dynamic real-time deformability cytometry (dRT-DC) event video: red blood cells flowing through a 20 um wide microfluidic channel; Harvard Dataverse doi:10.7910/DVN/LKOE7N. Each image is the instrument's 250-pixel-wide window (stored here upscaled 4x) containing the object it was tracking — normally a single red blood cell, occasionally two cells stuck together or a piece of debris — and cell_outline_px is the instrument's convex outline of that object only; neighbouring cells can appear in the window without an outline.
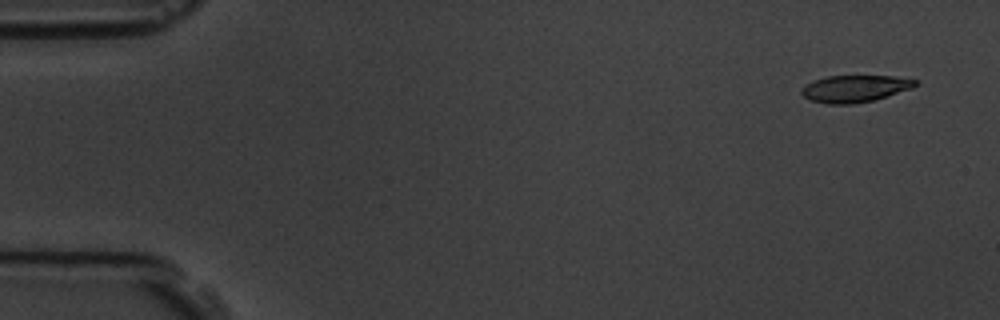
{"species": "common noctule bat (a hibernating species)", "species_latin": "Nyctalus noctula", "temperature_condition": "room temperature", "stored_images_in_passage": 10, "camera_frame_rate_fps": 3000, "um_per_image_px": 0.085, "animal": {"sex": "male", "body_mass_g": 19.5, "forearm_length_mm": 54.6}, "frame": {"image": 1, "passage_image": 1, "time_ms": 0.0, "image_size_px": [1000, 320], "cell_outline_px": [[920, 84], [912, 88], [876, 100], [852, 104], [828, 104], [812, 100], [804, 96], [800, 92], [808, 84], [816, 80], [828, 76], [892, 76], [916, 80]], "centroid_in_image_um": [72.73, 7.54], "position_along_channel_um": 12.3, "area_um2": 17.69}}
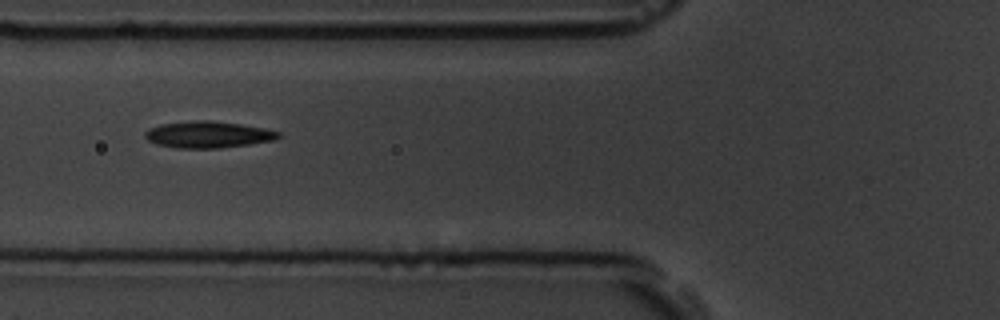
{"frame": {"image": 2, "passage_image": 6, "time_ms": 6.0, "image_size_px": [1000, 320], "cell_outline_px": [[284, 136], [276, 140], [220, 148], [176, 148], [156, 144], [148, 140], [144, 136], [144, 132], [148, 128], [160, 124], [196, 120], [208, 120], [240, 124], [264, 128], [280, 132]], "centroid_in_image_um": [17.69, 11.44], "position_along_channel_um": 108.1, "area_um2": 20.81}}
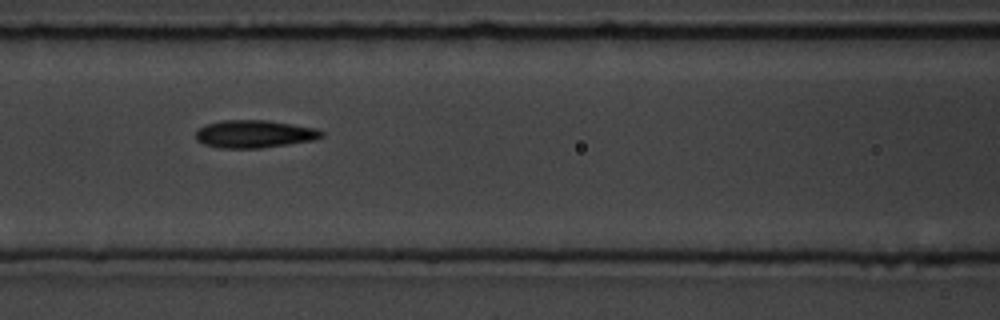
{"frame": {"image": 3, "passage_image": 7, "time_ms": 7.0, "image_size_px": [1000, 320], "cell_outline_px": [[324, 136], [316, 140], [260, 148], [220, 148], [204, 144], [196, 140], [196, 128], [220, 120], [268, 120], [316, 128], [324, 132]], "centroid_in_image_um": [21.63, 11.38], "position_along_channel_um": 145.0, "area_um2": 20.46}}